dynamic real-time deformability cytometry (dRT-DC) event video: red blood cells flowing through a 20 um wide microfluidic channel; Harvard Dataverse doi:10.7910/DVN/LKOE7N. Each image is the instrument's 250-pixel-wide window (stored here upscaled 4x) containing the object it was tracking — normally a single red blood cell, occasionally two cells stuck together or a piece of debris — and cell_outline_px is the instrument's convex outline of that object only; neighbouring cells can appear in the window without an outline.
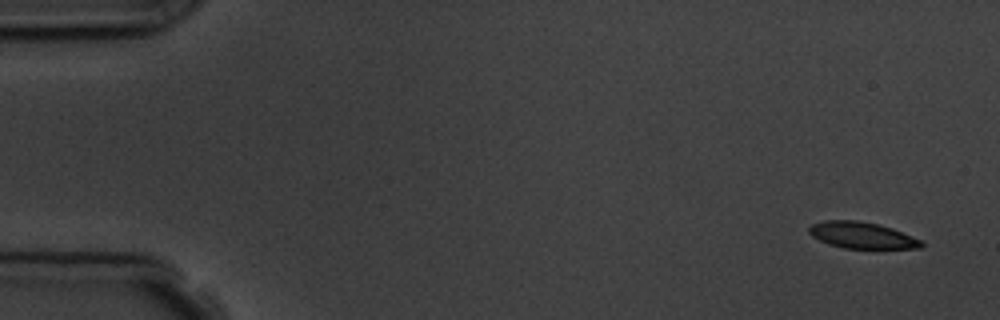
{"species": "common noctule bat (a hibernating species)", "species_latin": "Nyctalus noctula", "temperature_condition": "room temperature", "stored_images_in_passage": 5, "camera_frame_rate_fps": 3000, "um_per_image_px": 0.085, "animal": {"sex": "male", "body_mass_g": 19.5, "forearm_length_mm": 54.6}, "frame": {"image": 1, "passage_image": 1, "time_ms": 0.0, "image_size_px": [1000, 320], "cell_outline_px": [[924, 244], [920, 248], [844, 248], [828, 244], [812, 236], [808, 232], [808, 228], [812, 224], [824, 220], [856, 220], [876, 224], [892, 228], [920, 240]], "centroid_in_image_um": [73.21, 19.99], "position_along_channel_um": 11.8, "area_um2": 17.05}}
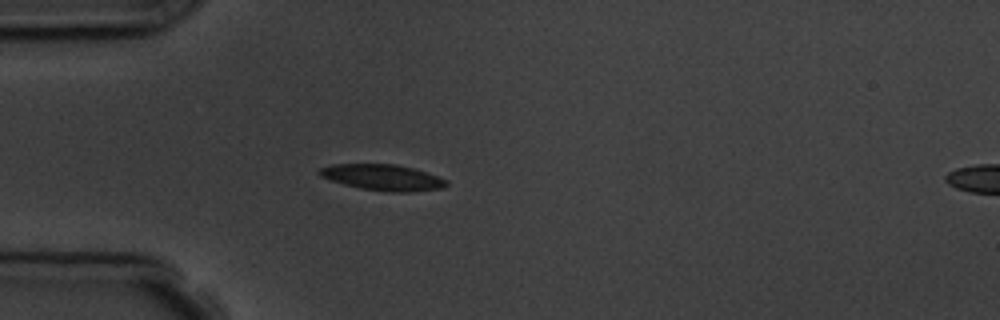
{"frame": {"image": 2, "passage_image": 5, "time_ms": 4.333, "image_size_px": [1000, 320], "cell_outline_px": [[448, 184], [444, 188], [412, 192], [388, 192], [360, 188], [344, 184], [320, 176], [316, 172], [320, 168], [332, 164], [396, 164], [412, 168], [448, 180]], "centroid_in_image_um": [32.53, 15.08], "position_along_channel_um": 52.5, "area_um2": 19.19}}